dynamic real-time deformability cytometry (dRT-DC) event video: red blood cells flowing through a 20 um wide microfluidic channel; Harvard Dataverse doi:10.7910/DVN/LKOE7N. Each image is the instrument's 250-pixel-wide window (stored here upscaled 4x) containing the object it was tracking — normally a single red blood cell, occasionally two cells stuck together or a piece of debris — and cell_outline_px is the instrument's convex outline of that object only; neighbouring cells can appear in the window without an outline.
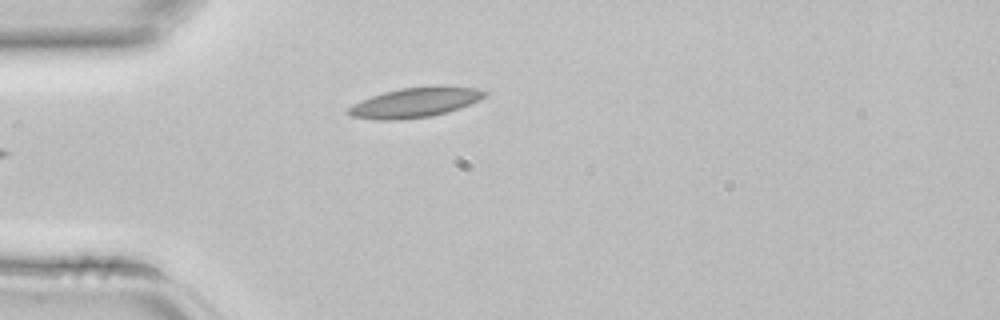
{"species": "common noctule bat (a hibernating species)", "species_latin": "Nyctalus noctula", "temperature_condition": "room temperature", "stored_images_in_passage": 3, "camera_frame_rate_fps": 3000, "um_per_image_px": 0.085, "animal": {"sex": "female", "body_mass_g": 22.7, "forearm_length_mm": 54.2}, "frame": {"image": 1, "passage_image": 3, "time_ms": 0.667, "image_size_px": [1000, 320], "cell_outline_px": [[488, 96], [448, 112], [432, 116], [400, 120], [380, 120], [352, 116], [344, 112], [348, 108], [372, 96], [384, 92], [400, 88], [432, 84], [444, 84], [476, 88], [488, 92]], "centroid_in_image_um": [35.35, 8.68], "position_along_channel_um": 49.6, "area_um2": 24.04}}